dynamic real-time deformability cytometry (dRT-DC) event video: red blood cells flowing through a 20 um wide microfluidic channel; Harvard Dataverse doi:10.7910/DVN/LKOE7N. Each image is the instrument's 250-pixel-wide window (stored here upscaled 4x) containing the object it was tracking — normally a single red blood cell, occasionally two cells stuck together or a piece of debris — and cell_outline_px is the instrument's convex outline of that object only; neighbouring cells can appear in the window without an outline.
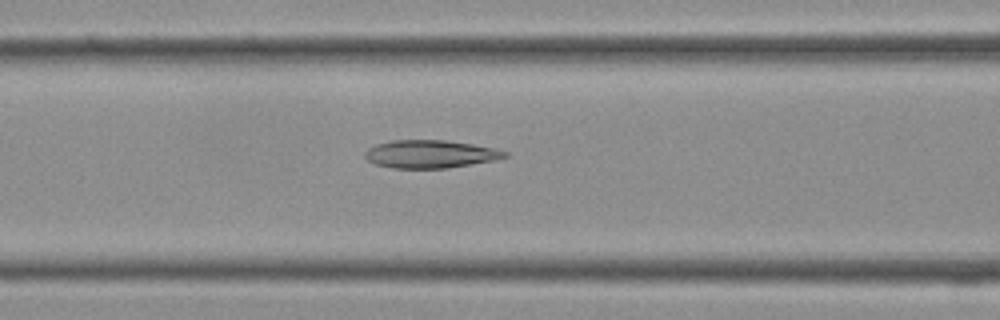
{"species": "Egyptian fruit bat (a non-hibernating species)", "species_latin": "Rousettus aegyptiacus", "temperature_condition": "cold", "stored_images_in_passage": 30, "camera_frame_rate_fps": 3000, "um_per_image_px": 0.085, "frame": {"image": 1, "passage_image": 15, "time_ms": 4.667, "image_size_px": [1000, 320], "cell_outline_px": [[508, 156], [496, 160], [448, 168], [392, 168], [376, 164], [368, 160], [364, 156], [364, 152], [368, 148], [376, 144], [392, 140], [444, 140], [472, 144], [496, 148], [508, 152]], "centroid_in_image_um": [36.58, 13.09], "position_along_channel_um": 130.0, "area_um2": 22.83}}
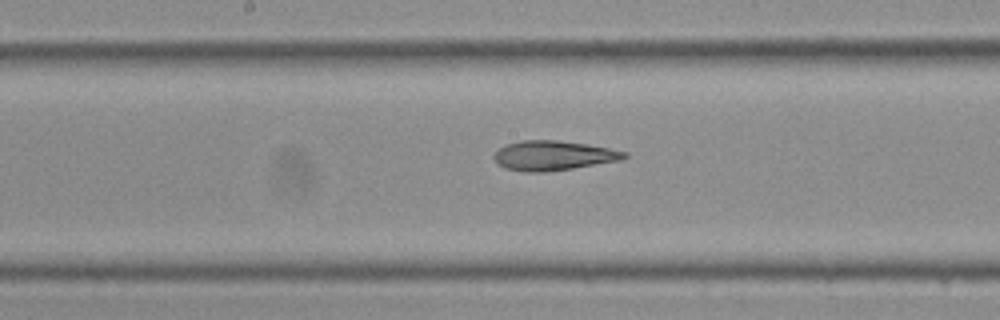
{"frame": {"image": 2, "passage_image": 19, "time_ms": 6.0, "image_size_px": [1000, 320], "cell_outline_px": [[628, 156], [620, 160], [572, 168], [544, 172], [524, 172], [504, 168], [496, 164], [492, 156], [504, 144], [520, 140], [556, 140], [588, 144], [628, 152]], "centroid_in_image_um": [46.98, 13.22], "position_along_channel_um": 201.2, "area_um2": 22.6}}
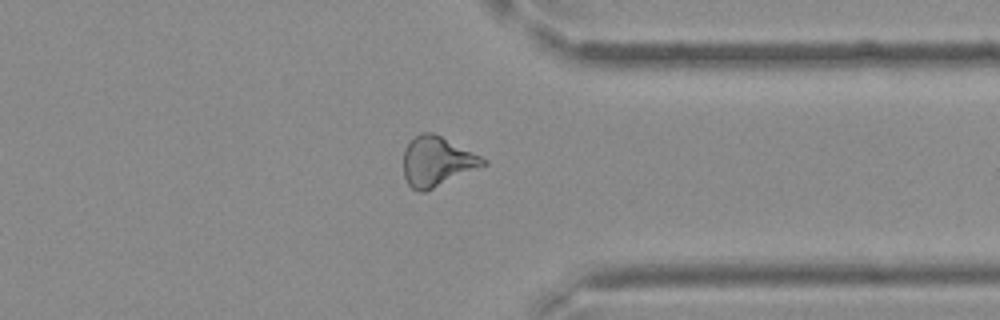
{"frame": {"image": 3, "passage_image": 29, "time_ms": 9.333, "image_size_px": [1000, 320], "cell_outline_px": [[488, 164], [424, 192], [420, 192], [412, 188], [408, 184], [404, 176], [404, 148], [420, 132], [432, 132], [488, 160]], "centroid_in_image_um": [37.13, 13.73], "position_along_channel_um": 374.3, "area_um2": 22.72}}